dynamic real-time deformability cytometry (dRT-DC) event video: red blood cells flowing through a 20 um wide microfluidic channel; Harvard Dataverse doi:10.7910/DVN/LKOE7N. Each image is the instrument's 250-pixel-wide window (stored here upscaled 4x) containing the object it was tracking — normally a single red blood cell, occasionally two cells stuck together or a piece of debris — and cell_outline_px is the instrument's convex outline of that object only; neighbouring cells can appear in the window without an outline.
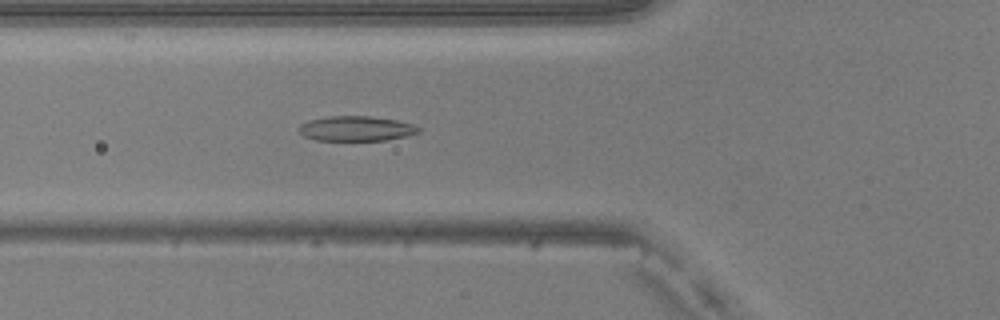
{"species": "common noctule bat (a hibernating species)", "species_latin": "Nyctalus noctula", "temperature_condition": "warm", "stored_images_in_passage": 47, "camera_frame_rate_fps": 3000, "um_per_image_px": 0.085, "animal": {"sex": "male", "body_mass_g": 20.5, "forearm_length_mm": 52.5}, "frame": {"image": 1, "passage_image": 16, "time_ms": 5.0, "image_size_px": [1000, 320], "cell_outline_px": [[420, 132], [408, 136], [384, 140], [316, 140], [304, 136], [300, 132], [300, 124], [308, 120], [328, 116], [372, 116], [396, 120], [412, 124], [420, 128]], "centroid_in_image_um": [30.29, 10.92], "position_along_channel_um": 95.5, "area_um2": 17.34}}
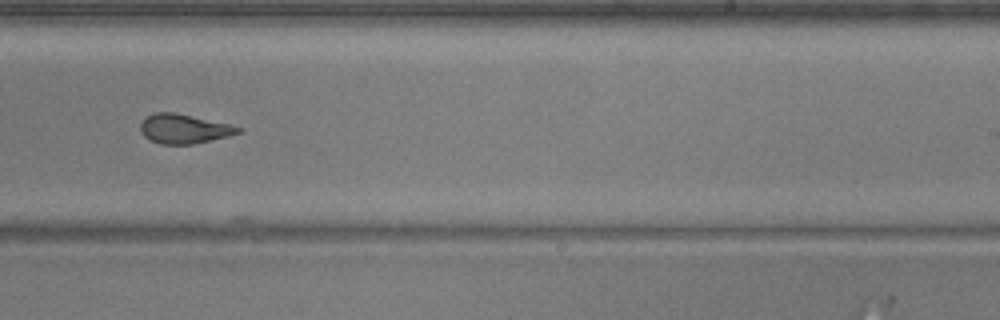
{"frame": {"image": 2, "passage_image": 29, "time_ms": 9.333, "image_size_px": [1000, 320], "cell_outline_px": [[240, 132], [228, 136], [192, 144], [160, 144], [144, 136], [140, 132], [140, 124], [148, 116], [156, 112], [176, 112], [228, 124], [240, 128]], "centroid_in_image_um": [15.6, 10.94], "position_along_channel_um": 273.4, "area_um2": 16.42}}
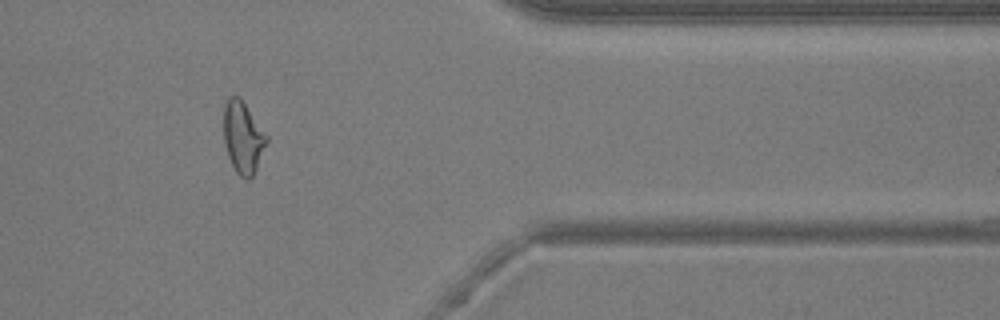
{"frame": {"image": 3, "passage_image": 39, "time_ms": 12.667, "image_size_px": [1000, 320], "cell_outline_px": [[268, 140], [256, 168], [252, 176], [248, 180], [244, 180], [236, 172], [228, 156], [224, 144], [224, 104], [228, 96], [240, 96], [268, 136]], "centroid_in_image_um": [20.64, 11.65], "position_along_channel_um": 390.8, "area_um2": 17.98}, "authors_computed_cell_mechanics": {"area_um2": 18.0336, "velocity_mm_per_s": 4.0847, "shape_relaxation_time_tau1_ms": 4.4482, "shape_relaxation_time_tau2_ms": 1.8341, "deformation_change_tau1": 0.1738, "deformation_change_tau2": 0.0817}}